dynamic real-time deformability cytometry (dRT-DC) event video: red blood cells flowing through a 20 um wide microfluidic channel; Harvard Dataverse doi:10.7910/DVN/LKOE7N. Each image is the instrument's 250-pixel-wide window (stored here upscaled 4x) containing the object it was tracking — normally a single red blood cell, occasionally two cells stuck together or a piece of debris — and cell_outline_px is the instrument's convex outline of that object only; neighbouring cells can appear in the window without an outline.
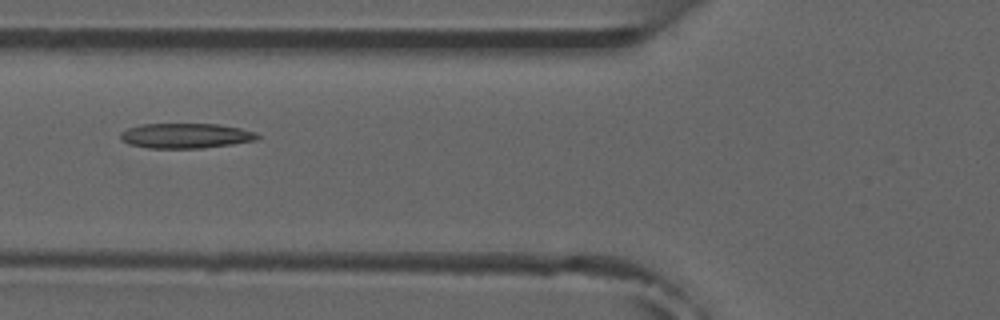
{"species": "common noctule bat (a hibernating species)", "species_latin": "Nyctalus noctula", "temperature_condition": "room temperature", "stored_images_in_passage": 6, "camera_frame_rate_fps": 3000, "um_per_image_px": 0.085, "animal": {"sex": "male", "forearm_length_mm": 52.5}, "frame": {"image": 1, "passage_image": 6, "time_ms": 6.0, "image_size_px": [1000, 320], "cell_outline_px": [[260, 136], [256, 140], [232, 144], [200, 148], [148, 148], [128, 144], [120, 140], [120, 132], [128, 128], [140, 124], [220, 124], [240, 128], [256, 132]], "centroid_in_image_um": [15.76, 11.53], "position_along_channel_um": 110.0, "area_um2": 20.06}}